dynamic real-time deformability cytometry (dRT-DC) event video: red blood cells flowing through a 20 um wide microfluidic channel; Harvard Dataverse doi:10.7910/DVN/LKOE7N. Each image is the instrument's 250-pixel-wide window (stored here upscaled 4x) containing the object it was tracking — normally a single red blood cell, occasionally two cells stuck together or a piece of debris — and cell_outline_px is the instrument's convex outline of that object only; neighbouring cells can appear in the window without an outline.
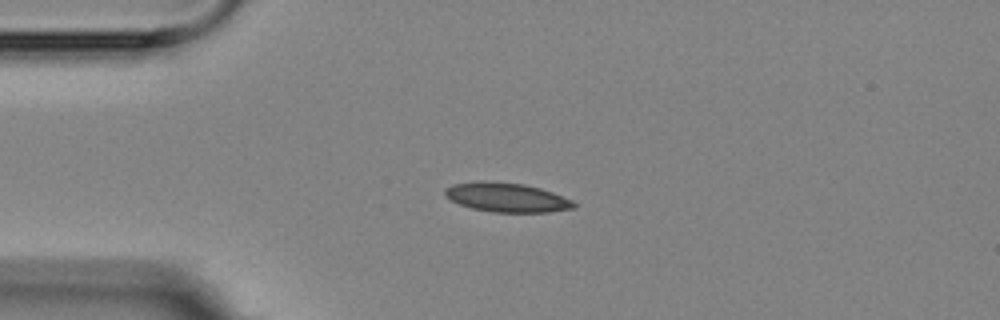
{"species": "Egyptian fruit bat (a non-hibernating species)", "species_latin": "Rousettus aegyptiacus", "temperature_condition": "room temperature", "stored_images_in_passage": 1, "camera_frame_rate_fps": 3000, "um_per_image_px": 0.085, "animal": {"sex": "female"}, "frame": {"image": 1, "passage_image": 1, "time_ms": 0.0, "image_size_px": [1000, 320], "cell_outline_px": [[576, 208], [548, 212], [492, 212], [472, 208], [448, 200], [444, 196], [444, 188], [452, 184], [476, 180], [484, 180], [524, 184], [540, 188], [552, 192], [572, 200], [576, 204]], "centroid_in_image_um": [43.02, 16.77], "position_along_channel_um": 42.0, "area_um2": 22.25}}